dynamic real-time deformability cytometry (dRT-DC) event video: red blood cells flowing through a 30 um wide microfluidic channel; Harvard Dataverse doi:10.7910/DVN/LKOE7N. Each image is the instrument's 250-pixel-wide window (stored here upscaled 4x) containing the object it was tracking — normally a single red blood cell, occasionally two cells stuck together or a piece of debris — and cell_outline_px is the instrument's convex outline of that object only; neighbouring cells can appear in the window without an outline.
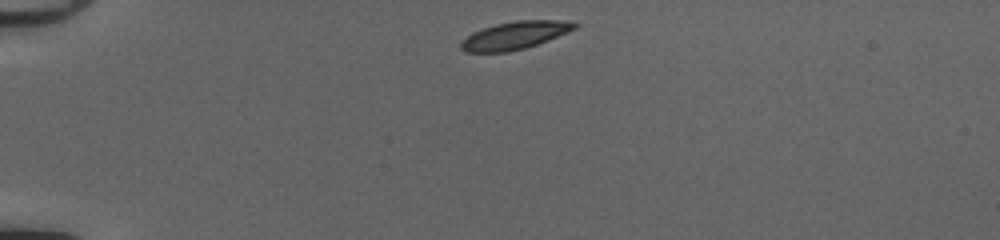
{"species": "common noctule bat (a hibernating species)", "species_latin": "Nyctalus noctula", "temperature_condition": "cold", "stored_images_in_passage": 39, "camera_frame_rate_fps": 3000, "um_per_image_px": 0.085, "animal": {"sex": "female", "body_mass_g": 20.0, "forearm_length_mm": 54.0}, "frame": {"image": 1, "passage_image": 1, "time_ms": 0.0, "image_size_px": [1000, 240], "cell_outline_px": [[580, 24], [576, 28], [568, 32], [548, 40], [524, 48], [508, 52], [464, 52], [460, 48], [460, 44], [472, 32], [496, 24], [516, 20], [568, 20]], "centroid_in_image_um": [43.79, 3.0], "position_along_channel_um": 41.2, "area_um2": 18.32}}
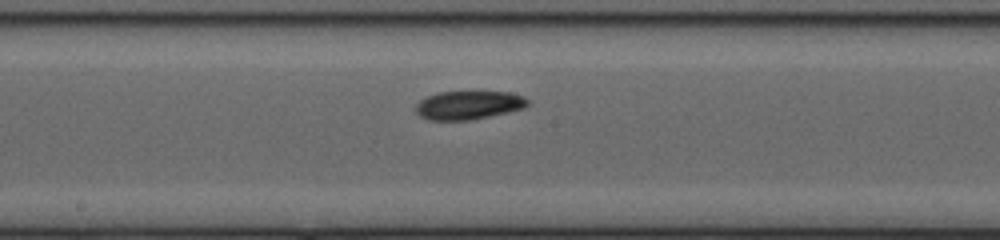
{"frame": {"image": 2, "passage_image": 17, "time_ms": 5.333, "image_size_px": [1000, 240], "cell_outline_px": [[528, 104], [524, 108], [508, 112], [472, 120], [428, 120], [420, 116], [416, 112], [416, 104], [420, 100], [436, 92], [508, 92], [524, 96], [528, 100]], "centroid_in_image_um": [39.82, 8.94], "position_along_channel_um": 208.4, "area_um2": 18.61}}
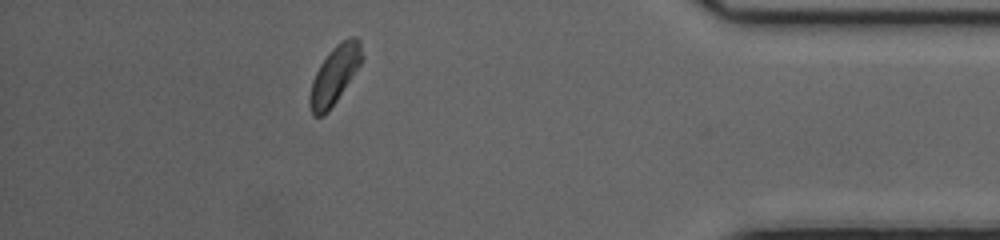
{"frame": {"image": 3, "passage_image": 34, "time_ms": 11.0, "image_size_px": [1000, 240], "cell_outline_px": [[364, 56], [360, 64], [328, 112], [324, 116], [312, 116], [308, 100], [312, 80], [320, 64], [328, 52], [340, 40], [352, 36], [356, 36], [360, 40]], "centroid_in_image_um": [28.43, 6.34], "position_along_channel_um": 406.8, "area_um2": 17.63}, "authors_computed_cell_mechanics": {"area_um2": 18.3226, "velocity_mm_per_s": 4.1158, "shape_relaxation_time_tau1_ms": 4.4531, "shape_relaxation_time_tau2_ms": null, "deformation_change_tau1": 0.0716, "deformation_change_tau2": null}}